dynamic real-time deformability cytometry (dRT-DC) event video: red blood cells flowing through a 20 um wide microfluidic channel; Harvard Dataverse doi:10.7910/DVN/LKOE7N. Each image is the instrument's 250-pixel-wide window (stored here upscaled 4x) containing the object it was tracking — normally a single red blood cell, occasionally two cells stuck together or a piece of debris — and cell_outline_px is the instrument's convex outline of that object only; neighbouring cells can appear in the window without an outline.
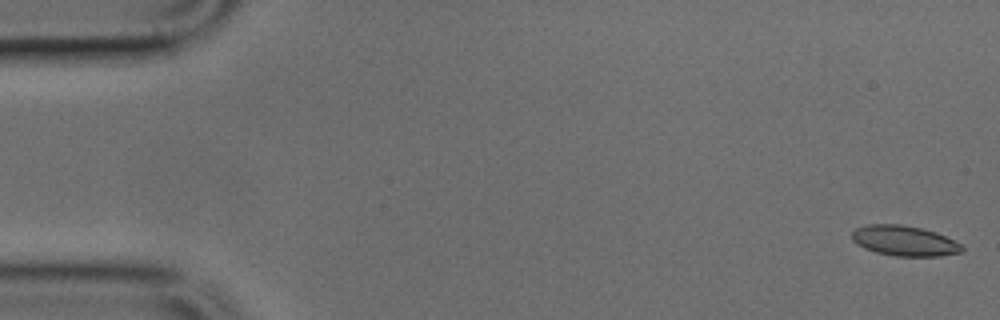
{"species": "common noctule bat (a hibernating species)", "species_latin": "Nyctalus noctula", "temperature_condition": "cold", "stored_images_in_passage": 5, "camera_frame_rate_fps": 3000, "um_per_image_px": 0.085, "animal": {"sex": "male", "body_mass_g": 17.9, "forearm_length_mm": 54.2}, "frame": {"image": 1, "passage_image": 1, "time_ms": 0.0, "image_size_px": [1000, 320], "cell_outline_px": [[964, 252], [940, 256], [896, 256], [876, 252], [864, 248], [856, 244], [852, 240], [852, 232], [856, 228], [868, 224], [900, 224], [920, 228], [936, 232], [960, 244], [964, 248]], "centroid_in_image_um": [76.86, 20.47], "position_along_channel_um": 8.1, "area_um2": 19.36}}
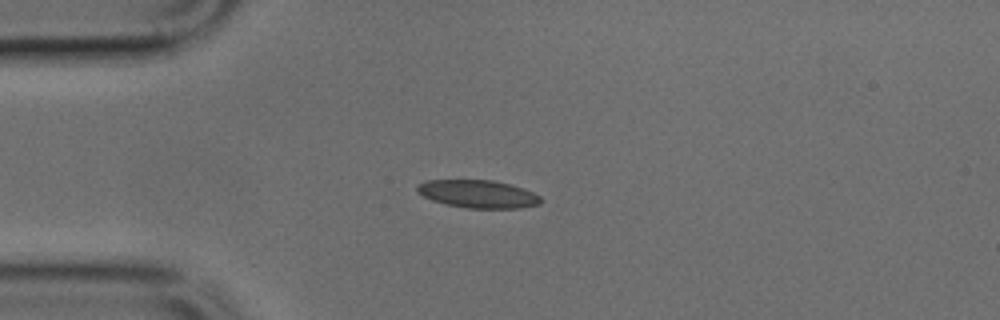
{"frame": {"image": 2, "passage_image": 4, "time_ms": 1.0, "image_size_px": [1000, 320], "cell_outline_px": [[544, 200], [540, 204], [520, 208], [468, 208], [444, 204], [432, 200], [416, 192], [416, 188], [420, 184], [428, 180], [492, 180], [512, 184], [524, 188], [540, 196]], "centroid_in_image_um": [40.67, 16.49], "position_along_channel_um": 44.3, "area_um2": 20.17}}